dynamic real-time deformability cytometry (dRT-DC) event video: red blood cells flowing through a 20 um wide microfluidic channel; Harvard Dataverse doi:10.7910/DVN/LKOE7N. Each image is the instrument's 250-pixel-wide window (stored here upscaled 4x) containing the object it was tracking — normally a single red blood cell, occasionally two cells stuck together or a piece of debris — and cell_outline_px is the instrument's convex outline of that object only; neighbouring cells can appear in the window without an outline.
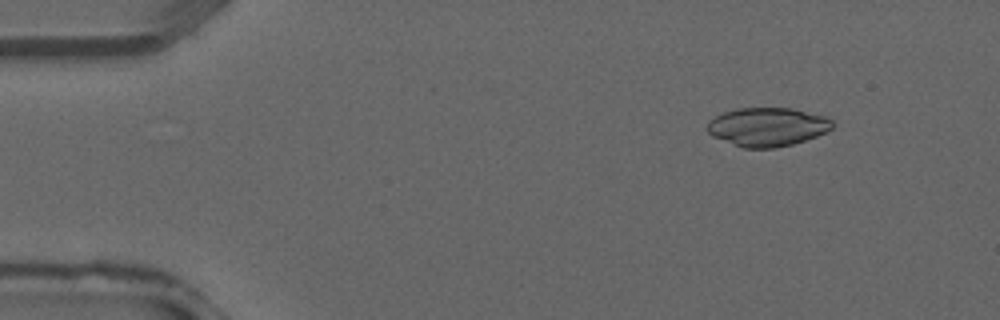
{"species": "common noctule bat (a hibernating species)", "species_latin": "Nyctalus noctula", "temperature_condition": "warm", "stored_images_in_passage": 19, "camera_frame_rate_fps": 3000, "um_per_image_px": 0.085, "animal": {"sex": "male", "forearm_length_mm": 52.5}, "frame": {"image": 1, "passage_image": 5, "time_ms": 1.333, "image_size_px": [1000, 320], "cell_outline_px": [[836, 124], [832, 128], [816, 136], [792, 144], [776, 148], [744, 148], [712, 136], [704, 128], [708, 120], [724, 112], [740, 108], [792, 108], [824, 116], [832, 120]], "centroid_in_image_um": [65.2, 10.78], "position_along_channel_um": 19.8, "area_um2": 28.21}}